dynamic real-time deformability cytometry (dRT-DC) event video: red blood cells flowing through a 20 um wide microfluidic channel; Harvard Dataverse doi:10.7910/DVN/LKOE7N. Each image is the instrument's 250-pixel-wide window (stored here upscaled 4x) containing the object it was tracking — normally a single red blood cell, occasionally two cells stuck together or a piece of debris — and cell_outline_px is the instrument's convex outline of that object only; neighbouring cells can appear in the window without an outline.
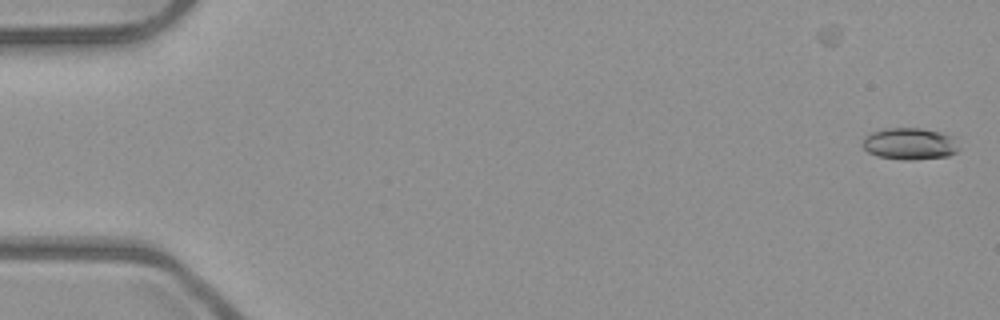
{"species": "common noctule bat (a hibernating species)", "species_latin": "Nyctalus noctula", "temperature_condition": "room temperature", "stored_images_in_passage": 2, "camera_frame_rate_fps": 3000, "um_per_image_px": 0.085, "animal": {"sex": "male", "body_mass_g": 23.1, "forearm_length_mm": 52.7}, "frame": {"image": 1, "passage_image": 2, "time_ms": 0.333, "image_size_px": [1000, 320], "cell_outline_px": [[960, 148], [956, 152], [948, 156], [912, 160], [904, 160], [876, 156], [868, 152], [860, 144], [864, 136], [868, 132], [884, 128], [920, 128], [940, 132], [952, 136]], "centroid_in_image_um": [77.27, 12.21], "position_along_channel_um": 7.7, "area_um2": 18.15}}